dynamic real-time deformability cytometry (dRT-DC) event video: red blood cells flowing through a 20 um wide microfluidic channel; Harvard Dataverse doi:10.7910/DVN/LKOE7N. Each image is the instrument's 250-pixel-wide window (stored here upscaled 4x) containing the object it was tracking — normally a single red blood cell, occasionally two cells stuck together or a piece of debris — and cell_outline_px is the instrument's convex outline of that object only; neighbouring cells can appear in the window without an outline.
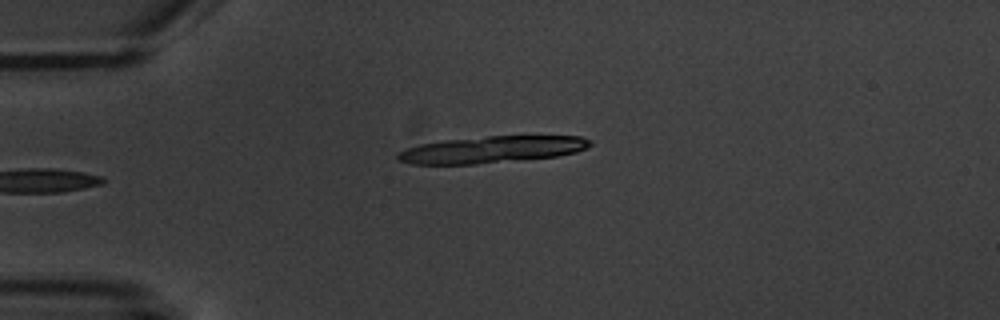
{"species": "common noctule bat (a hibernating species)", "species_latin": "Nyctalus noctula", "temperature_condition": "warm", "stored_images_in_passage": 3, "camera_frame_rate_fps": 3000, "um_per_image_px": 0.085, "animal": {"sex": "male", "body_mass_g": 20.1, "forearm_length_mm": 53.5}, "frame": {"image": 1, "passage_image": 1, "time_ms": 0.0, "image_size_px": [1000, 320], "cell_outline_px": [[592, 144], [576, 152], [556, 156], [476, 164], [412, 164], [400, 160], [396, 156], [396, 152], [420, 144], [448, 140], [488, 136], [580, 136], [592, 140]], "centroid_in_image_um": [41.81, 12.71], "position_along_channel_um": 43.2, "area_um2": 29.65}}